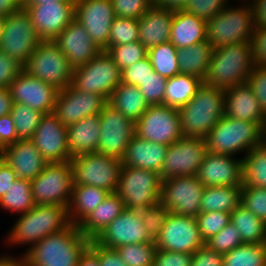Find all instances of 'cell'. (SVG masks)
Instances as JSON below:
<instances>
[{
	"mask_svg": "<svg viewBox=\"0 0 266 266\" xmlns=\"http://www.w3.org/2000/svg\"><path fill=\"white\" fill-rule=\"evenodd\" d=\"M90 242L79 226L71 224L35 243L23 254V262L27 266H78Z\"/></svg>",
	"mask_w": 266,
	"mask_h": 266,
	"instance_id": "6da1fadb",
	"label": "cell"
},
{
	"mask_svg": "<svg viewBox=\"0 0 266 266\" xmlns=\"http://www.w3.org/2000/svg\"><path fill=\"white\" fill-rule=\"evenodd\" d=\"M178 114L183 137L205 138L225 114V90L203 83Z\"/></svg>",
	"mask_w": 266,
	"mask_h": 266,
	"instance_id": "7a4b0ae2",
	"label": "cell"
},
{
	"mask_svg": "<svg viewBox=\"0 0 266 266\" xmlns=\"http://www.w3.org/2000/svg\"><path fill=\"white\" fill-rule=\"evenodd\" d=\"M252 43L240 42L213 49L203 83L227 89L247 82L254 67Z\"/></svg>",
	"mask_w": 266,
	"mask_h": 266,
	"instance_id": "3957f363",
	"label": "cell"
},
{
	"mask_svg": "<svg viewBox=\"0 0 266 266\" xmlns=\"http://www.w3.org/2000/svg\"><path fill=\"white\" fill-rule=\"evenodd\" d=\"M20 215L7 236L9 245L30 243L32 247L48 235L61 232L71 225L68 207L62 205H35Z\"/></svg>",
	"mask_w": 266,
	"mask_h": 266,
	"instance_id": "277c9868",
	"label": "cell"
},
{
	"mask_svg": "<svg viewBox=\"0 0 266 266\" xmlns=\"http://www.w3.org/2000/svg\"><path fill=\"white\" fill-rule=\"evenodd\" d=\"M208 151L233 156L246 154L264 141V130L256 123L230 118L224 114L205 137Z\"/></svg>",
	"mask_w": 266,
	"mask_h": 266,
	"instance_id": "5b68a950",
	"label": "cell"
},
{
	"mask_svg": "<svg viewBox=\"0 0 266 266\" xmlns=\"http://www.w3.org/2000/svg\"><path fill=\"white\" fill-rule=\"evenodd\" d=\"M255 25L251 7L226 6L206 24V41L213 49L240 42H252Z\"/></svg>",
	"mask_w": 266,
	"mask_h": 266,
	"instance_id": "8992f818",
	"label": "cell"
},
{
	"mask_svg": "<svg viewBox=\"0 0 266 266\" xmlns=\"http://www.w3.org/2000/svg\"><path fill=\"white\" fill-rule=\"evenodd\" d=\"M115 193L123 200L127 209H148L160 202V175L156 171L122 166Z\"/></svg>",
	"mask_w": 266,
	"mask_h": 266,
	"instance_id": "52a82bcc",
	"label": "cell"
},
{
	"mask_svg": "<svg viewBox=\"0 0 266 266\" xmlns=\"http://www.w3.org/2000/svg\"><path fill=\"white\" fill-rule=\"evenodd\" d=\"M23 70L59 91L72 84L73 67L53 41H42L29 56Z\"/></svg>",
	"mask_w": 266,
	"mask_h": 266,
	"instance_id": "ba28073f",
	"label": "cell"
},
{
	"mask_svg": "<svg viewBox=\"0 0 266 266\" xmlns=\"http://www.w3.org/2000/svg\"><path fill=\"white\" fill-rule=\"evenodd\" d=\"M73 185H90L110 193L117 189L122 162L98 152L80 154L70 160Z\"/></svg>",
	"mask_w": 266,
	"mask_h": 266,
	"instance_id": "9c48e42d",
	"label": "cell"
},
{
	"mask_svg": "<svg viewBox=\"0 0 266 266\" xmlns=\"http://www.w3.org/2000/svg\"><path fill=\"white\" fill-rule=\"evenodd\" d=\"M73 177L71 162L48 163L31 180V193L35 205H62L69 207Z\"/></svg>",
	"mask_w": 266,
	"mask_h": 266,
	"instance_id": "30bf717a",
	"label": "cell"
},
{
	"mask_svg": "<svg viewBox=\"0 0 266 266\" xmlns=\"http://www.w3.org/2000/svg\"><path fill=\"white\" fill-rule=\"evenodd\" d=\"M121 75L112 57L102 50L87 64L73 68L72 85L78 90L99 94L109 100L121 83Z\"/></svg>",
	"mask_w": 266,
	"mask_h": 266,
	"instance_id": "8fae6325",
	"label": "cell"
},
{
	"mask_svg": "<svg viewBox=\"0 0 266 266\" xmlns=\"http://www.w3.org/2000/svg\"><path fill=\"white\" fill-rule=\"evenodd\" d=\"M41 42L25 9L21 8L5 17L0 35V50L12 59L24 66Z\"/></svg>",
	"mask_w": 266,
	"mask_h": 266,
	"instance_id": "7c38bea8",
	"label": "cell"
},
{
	"mask_svg": "<svg viewBox=\"0 0 266 266\" xmlns=\"http://www.w3.org/2000/svg\"><path fill=\"white\" fill-rule=\"evenodd\" d=\"M135 134L162 145H171L182 138L178 109L165 104L148 106L135 122Z\"/></svg>",
	"mask_w": 266,
	"mask_h": 266,
	"instance_id": "4fadbf2b",
	"label": "cell"
},
{
	"mask_svg": "<svg viewBox=\"0 0 266 266\" xmlns=\"http://www.w3.org/2000/svg\"><path fill=\"white\" fill-rule=\"evenodd\" d=\"M204 189L197 176L166 178L161 180L160 203L170 213L197 217Z\"/></svg>",
	"mask_w": 266,
	"mask_h": 266,
	"instance_id": "5bb4252c",
	"label": "cell"
},
{
	"mask_svg": "<svg viewBox=\"0 0 266 266\" xmlns=\"http://www.w3.org/2000/svg\"><path fill=\"white\" fill-rule=\"evenodd\" d=\"M209 153L205 138L182 137L168 146L161 169V180L171 177L196 176Z\"/></svg>",
	"mask_w": 266,
	"mask_h": 266,
	"instance_id": "9a60e30c",
	"label": "cell"
},
{
	"mask_svg": "<svg viewBox=\"0 0 266 266\" xmlns=\"http://www.w3.org/2000/svg\"><path fill=\"white\" fill-rule=\"evenodd\" d=\"M157 249L193 254L205 244L196 217L170 213L155 239Z\"/></svg>",
	"mask_w": 266,
	"mask_h": 266,
	"instance_id": "2e32d148",
	"label": "cell"
},
{
	"mask_svg": "<svg viewBox=\"0 0 266 266\" xmlns=\"http://www.w3.org/2000/svg\"><path fill=\"white\" fill-rule=\"evenodd\" d=\"M100 117V138L97 152L122 159L135 134V123L107 104Z\"/></svg>",
	"mask_w": 266,
	"mask_h": 266,
	"instance_id": "e0dca14e",
	"label": "cell"
},
{
	"mask_svg": "<svg viewBox=\"0 0 266 266\" xmlns=\"http://www.w3.org/2000/svg\"><path fill=\"white\" fill-rule=\"evenodd\" d=\"M107 104L105 97L78 90L71 84L58 92L54 113L68 127L85 117L100 114Z\"/></svg>",
	"mask_w": 266,
	"mask_h": 266,
	"instance_id": "ac0fdd59",
	"label": "cell"
},
{
	"mask_svg": "<svg viewBox=\"0 0 266 266\" xmlns=\"http://www.w3.org/2000/svg\"><path fill=\"white\" fill-rule=\"evenodd\" d=\"M115 17L111 0L75 1V19L87 30L92 41L104 51L109 47L111 26Z\"/></svg>",
	"mask_w": 266,
	"mask_h": 266,
	"instance_id": "d6986e66",
	"label": "cell"
},
{
	"mask_svg": "<svg viewBox=\"0 0 266 266\" xmlns=\"http://www.w3.org/2000/svg\"><path fill=\"white\" fill-rule=\"evenodd\" d=\"M99 245L116 249L125 244L155 242L141 220L140 211L125 208L94 239Z\"/></svg>",
	"mask_w": 266,
	"mask_h": 266,
	"instance_id": "ffe728a7",
	"label": "cell"
},
{
	"mask_svg": "<svg viewBox=\"0 0 266 266\" xmlns=\"http://www.w3.org/2000/svg\"><path fill=\"white\" fill-rule=\"evenodd\" d=\"M30 15L39 38L53 41L75 19V2L22 5Z\"/></svg>",
	"mask_w": 266,
	"mask_h": 266,
	"instance_id": "44dd1931",
	"label": "cell"
},
{
	"mask_svg": "<svg viewBox=\"0 0 266 266\" xmlns=\"http://www.w3.org/2000/svg\"><path fill=\"white\" fill-rule=\"evenodd\" d=\"M30 140L48 163L66 162L72 158L67 145V127L54 112L42 115Z\"/></svg>",
	"mask_w": 266,
	"mask_h": 266,
	"instance_id": "7402d4cb",
	"label": "cell"
},
{
	"mask_svg": "<svg viewBox=\"0 0 266 266\" xmlns=\"http://www.w3.org/2000/svg\"><path fill=\"white\" fill-rule=\"evenodd\" d=\"M13 103L27 105L43 114L54 112L59 90L23 70L9 86Z\"/></svg>",
	"mask_w": 266,
	"mask_h": 266,
	"instance_id": "603a6c76",
	"label": "cell"
},
{
	"mask_svg": "<svg viewBox=\"0 0 266 266\" xmlns=\"http://www.w3.org/2000/svg\"><path fill=\"white\" fill-rule=\"evenodd\" d=\"M196 176L205 187H242V159L209 152L201 163Z\"/></svg>",
	"mask_w": 266,
	"mask_h": 266,
	"instance_id": "cb8c5ba5",
	"label": "cell"
},
{
	"mask_svg": "<svg viewBox=\"0 0 266 266\" xmlns=\"http://www.w3.org/2000/svg\"><path fill=\"white\" fill-rule=\"evenodd\" d=\"M53 42L73 68L87 64L102 51L76 19L69 23Z\"/></svg>",
	"mask_w": 266,
	"mask_h": 266,
	"instance_id": "d4e9b609",
	"label": "cell"
},
{
	"mask_svg": "<svg viewBox=\"0 0 266 266\" xmlns=\"http://www.w3.org/2000/svg\"><path fill=\"white\" fill-rule=\"evenodd\" d=\"M0 158L13 169L18 178L30 181L48 164L30 139H19L16 143L3 147Z\"/></svg>",
	"mask_w": 266,
	"mask_h": 266,
	"instance_id": "484cf974",
	"label": "cell"
},
{
	"mask_svg": "<svg viewBox=\"0 0 266 266\" xmlns=\"http://www.w3.org/2000/svg\"><path fill=\"white\" fill-rule=\"evenodd\" d=\"M225 115L230 118L256 122L263 130L266 126V114L260 108L247 82L225 89Z\"/></svg>",
	"mask_w": 266,
	"mask_h": 266,
	"instance_id": "4316f807",
	"label": "cell"
},
{
	"mask_svg": "<svg viewBox=\"0 0 266 266\" xmlns=\"http://www.w3.org/2000/svg\"><path fill=\"white\" fill-rule=\"evenodd\" d=\"M174 11L152 5L138 20V41L147 49L169 42Z\"/></svg>",
	"mask_w": 266,
	"mask_h": 266,
	"instance_id": "83f0119b",
	"label": "cell"
},
{
	"mask_svg": "<svg viewBox=\"0 0 266 266\" xmlns=\"http://www.w3.org/2000/svg\"><path fill=\"white\" fill-rule=\"evenodd\" d=\"M167 149V145L147 141L134 134L121 159L122 166L156 171L161 178V169Z\"/></svg>",
	"mask_w": 266,
	"mask_h": 266,
	"instance_id": "f1b7e54d",
	"label": "cell"
},
{
	"mask_svg": "<svg viewBox=\"0 0 266 266\" xmlns=\"http://www.w3.org/2000/svg\"><path fill=\"white\" fill-rule=\"evenodd\" d=\"M100 138V117L92 115L67 127V145L71 157L97 152Z\"/></svg>",
	"mask_w": 266,
	"mask_h": 266,
	"instance_id": "f546056e",
	"label": "cell"
},
{
	"mask_svg": "<svg viewBox=\"0 0 266 266\" xmlns=\"http://www.w3.org/2000/svg\"><path fill=\"white\" fill-rule=\"evenodd\" d=\"M125 205L123 200L114 192L108 196L78 225L80 232L88 239H95L116 217Z\"/></svg>",
	"mask_w": 266,
	"mask_h": 266,
	"instance_id": "4dcf8cb0",
	"label": "cell"
},
{
	"mask_svg": "<svg viewBox=\"0 0 266 266\" xmlns=\"http://www.w3.org/2000/svg\"><path fill=\"white\" fill-rule=\"evenodd\" d=\"M207 21L184 10L174 11L170 42L178 49L206 40Z\"/></svg>",
	"mask_w": 266,
	"mask_h": 266,
	"instance_id": "1f68e13d",
	"label": "cell"
},
{
	"mask_svg": "<svg viewBox=\"0 0 266 266\" xmlns=\"http://www.w3.org/2000/svg\"><path fill=\"white\" fill-rule=\"evenodd\" d=\"M110 192L90 185H73L68 207L70 223L79 225Z\"/></svg>",
	"mask_w": 266,
	"mask_h": 266,
	"instance_id": "d6a6232c",
	"label": "cell"
},
{
	"mask_svg": "<svg viewBox=\"0 0 266 266\" xmlns=\"http://www.w3.org/2000/svg\"><path fill=\"white\" fill-rule=\"evenodd\" d=\"M108 104L134 123L149 106L137 86L124 82H121L112 92Z\"/></svg>",
	"mask_w": 266,
	"mask_h": 266,
	"instance_id": "836d02e7",
	"label": "cell"
},
{
	"mask_svg": "<svg viewBox=\"0 0 266 266\" xmlns=\"http://www.w3.org/2000/svg\"><path fill=\"white\" fill-rule=\"evenodd\" d=\"M213 47L206 40L177 49L180 73L204 80L211 61Z\"/></svg>",
	"mask_w": 266,
	"mask_h": 266,
	"instance_id": "e575fe53",
	"label": "cell"
},
{
	"mask_svg": "<svg viewBox=\"0 0 266 266\" xmlns=\"http://www.w3.org/2000/svg\"><path fill=\"white\" fill-rule=\"evenodd\" d=\"M203 80L188 74H176L167 79L164 104L179 109L185 106L196 94Z\"/></svg>",
	"mask_w": 266,
	"mask_h": 266,
	"instance_id": "d590c367",
	"label": "cell"
},
{
	"mask_svg": "<svg viewBox=\"0 0 266 266\" xmlns=\"http://www.w3.org/2000/svg\"><path fill=\"white\" fill-rule=\"evenodd\" d=\"M242 187H205L200 202L201 212L220 211L231 213L241 203Z\"/></svg>",
	"mask_w": 266,
	"mask_h": 266,
	"instance_id": "8d00e7d4",
	"label": "cell"
},
{
	"mask_svg": "<svg viewBox=\"0 0 266 266\" xmlns=\"http://www.w3.org/2000/svg\"><path fill=\"white\" fill-rule=\"evenodd\" d=\"M230 222L240 230L243 243H266V224L243 204L230 213Z\"/></svg>",
	"mask_w": 266,
	"mask_h": 266,
	"instance_id": "74e56055",
	"label": "cell"
},
{
	"mask_svg": "<svg viewBox=\"0 0 266 266\" xmlns=\"http://www.w3.org/2000/svg\"><path fill=\"white\" fill-rule=\"evenodd\" d=\"M242 158L243 185L266 188V142Z\"/></svg>",
	"mask_w": 266,
	"mask_h": 266,
	"instance_id": "f35d334b",
	"label": "cell"
},
{
	"mask_svg": "<svg viewBox=\"0 0 266 266\" xmlns=\"http://www.w3.org/2000/svg\"><path fill=\"white\" fill-rule=\"evenodd\" d=\"M0 206L2 209L20 214L32 209L35 204L31 193V181L17 178L0 199Z\"/></svg>",
	"mask_w": 266,
	"mask_h": 266,
	"instance_id": "ab89813d",
	"label": "cell"
},
{
	"mask_svg": "<svg viewBox=\"0 0 266 266\" xmlns=\"http://www.w3.org/2000/svg\"><path fill=\"white\" fill-rule=\"evenodd\" d=\"M224 266H266V243H243L224 254Z\"/></svg>",
	"mask_w": 266,
	"mask_h": 266,
	"instance_id": "60d3db41",
	"label": "cell"
},
{
	"mask_svg": "<svg viewBox=\"0 0 266 266\" xmlns=\"http://www.w3.org/2000/svg\"><path fill=\"white\" fill-rule=\"evenodd\" d=\"M147 56L154 71L164 78L169 79L180 73L177 48L170 41L149 49Z\"/></svg>",
	"mask_w": 266,
	"mask_h": 266,
	"instance_id": "b9f144b4",
	"label": "cell"
},
{
	"mask_svg": "<svg viewBox=\"0 0 266 266\" xmlns=\"http://www.w3.org/2000/svg\"><path fill=\"white\" fill-rule=\"evenodd\" d=\"M10 115L14 121L18 138L27 140L34 135L43 113L27 105L13 103Z\"/></svg>",
	"mask_w": 266,
	"mask_h": 266,
	"instance_id": "7bdbcfd3",
	"label": "cell"
},
{
	"mask_svg": "<svg viewBox=\"0 0 266 266\" xmlns=\"http://www.w3.org/2000/svg\"><path fill=\"white\" fill-rule=\"evenodd\" d=\"M155 242L125 244L116 248L127 266H154Z\"/></svg>",
	"mask_w": 266,
	"mask_h": 266,
	"instance_id": "ee69618b",
	"label": "cell"
},
{
	"mask_svg": "<svg viewBox=\"0 0 266 266\" xmlns=\"http://www.w3.org/2000/svg\"><path fill=\"white\" fill-rule=\"evenodd\" d=\"M105 51L112 57L121 71L148 55V50L139 41L120 46H109Z\"/></svg>",
	"mask_w": 266,
	"mask_h": 266,
	"instance_id": "f6af8a7d",
	"label": "cell"
},
{
	"mask_svg": "<svg viewBox=\"0 0 266 266\" xmlns=\"http://www.w3.org/2000/svg\"><path fill=\"white\" fill-rule=\"evenodd\" d=\"M139 39V23L136 19L115 17L111 26L109 46H120Z\"/></svg>",
	"mask_w": 266,
	"mask_h": 266,
	"instance_id": "bcb514c9",
	"label": "cell"
},
{
	"mask_svg": "<svg viewBox=\"0 0 266 266\" xmlns=\"http://www.w3.org/2000/svg\"><path fill=\"white\" fill-rule=\"evenodd\" d=\"M211 249L220 254H226L243 244L240 230L229 222L216 235L205 242Z\"/></svg>",
	"mask_w": 266,
	"mask_h": 266,
	"instance_id": "7dc6e473",
	"label": "cell"
},
{
	"mask_svg": "<svg viewBox=\"0 0 266 266\" xmlns=\"http://www.w3.org/2000/svg\"><path fill=\"white\" fill-rule=\"evenodd\" d=\"M196 219L201 237L206 242L230 222V213L220 211L200 212Z\"/></svg>",
	"mask_w": 266,
	"mask_h": 266,
	"instance_id": "c3c4849f",
	"label": "cell"
},
{
	"mask_svg": "<svg viewBox=\"0 0 266 266\" xmlns=\"http://www.w3.org/2000/svg\"><path fill=\"white\" fill-rule=\"evenodd\" d=\"M241 204L266 224V188L242 185Z\"/></svg>",
	"mask_w": 266,
	"mask_h": 266,
	"instance_id": "681fc988",
	"label": "cell"
},
{
	"mask_svg": "<svg viewBox=\"0 0 266 266\" xmlns=\"http://www.w3.org/2000/svg\"><path fill=\"white\" fill-rule=\"evenodd\" d=\"M167 79L153 71L142 84L138 86L149 106L164 104V94Z\"/></svg>",
	"mask_w": 266,
	"mask_h": 266,
	"instance_id": "f907efd6",
	"label": "cell"
},
{
	"mask_svg": "<svg viewBox=\"0 0 266 266\" xmlns=\"http://www.w3.org/2000/svg\"><path fill=\"white\" fill-rule=\"evenodd\" d=\"M169 214L170 211L160 202L155 206L140 211L141 220L154 240L159 236Z\"/></svg>",
	"mask_w": 266,
	"mask_h": 266,
	"instance_id": "816d5d0a",
	"label": "cell"
},
{
	"mask_svg": "<svg viewBox=\"0 0 266 266\" xmlns=\"http://www.w3.org/2000/svg\"><path fill=\"white\" fill-rule=\"evenodd\" d=\"M116 17L139 20L154 0H111Z\"/></svg>",
	"mask_w": 266,
	"mask_h": 266,
	"instance_id": "f5cc1de1",
	"label": "cell"
},
{
	"mask_svg": "<svg viewBox=\"0 0 266 266\" xmlns=\"http://www.w3.org/2000/svg\"><path fill=\"white\" fill-rule=\"evenodd\" d=\"M228 5V0H189L185 12L208 21Z\"/></svg>",
	"mask_w": 266,
	"mask_h": 266,
	"instance_id": "db71d44e",
	"label": "cell"
},
{
	"mask_svg": "<svg viewBox=\"0 0 266 266\" xmlns=\"http://www.w3.org/2000/svg\"><path fill=\"white\" fill-rule=\"evenodd\" d=\"M154 71L149 57L138 61L121 71V82L139 86Z\"/></svg>",
	"mask_w": 266,
	"mask_h": 266,
	"instance_id": "11a10c76",
	"label": "cell"
},
{
	"mask_svg": "<svg viewBox=\"0 0 266 266\" xmlns=\"http://www.w3.org/2000/svg\"><path fill=\"white\" fill-rule=\"evenodd\" d=\"M247 83L252 88L260 108L266 114V66L255 65Z\"/></svg>",
	"mask_w": 266,
	"mask_h": 266,
	"instance_id": "9f6ffc18",
	"label": "cell"
},
{
	"mask_svg": "<svg viewBox=\"0 0 266 266\" xmlns=\"http://www.w3.org/2000/svg\"><path fill=\"white\" fill-rule=\"evenodd\" d=\"M22 71V64L0 50V88H9Z\"/></svg>",
	"mask_w": 266,
	"mask_h": 266,
	"instance_id": "6f0895ef",
	"label": "cell"
},
{
	"mask_svg": "<svg viewBox=\"0 0 266 266\" xmlns=\"http://www.w3.org/2000/svg\"><path fill=\"white\" fill-rule=\"evenodd\" d=\"M192 254L156 249L154 266H191Z\"/></svg>",
	"mask_w": 266,
	"mask_h": 266,
	"instance_id": "680465c9",
	"label": "cell"
},
{
	"mask_svg": "<svg viewBox=\"0 0 266 266\" xmlns=\"http://www.w3.org/2000/svg\"><path fill=\"white\" fill-rule=\"evenodd\" d=\"M191 266H224V254L204 244L192 254Z\"/></svg>",
	"mask_w": 266,
	"mask_h": 266,
	"instance_id": "91938a15",
	"label": "cell"
},
{
	"mask_svg": "<svg viewBox=\"0 0 266 266\" xmlns=\"http://www.w3.org/2000/svg\"><path fill=\"white\" fill-rule=\"evenodd\" d=\"M89 248L99 257L100 266H127L116 249L99 245L94 239Z\"/></svg>",
	"mask_w": 266,
	"mask_h": 266,
	"instance_id": "94428289",
	"label": "cell"
},
{
	"mask_svg": "<svg viewBox=\"0 0 266 266\" xmlns=\"http://www.w3.org/2000/svg\"><path fill=\"white\" fill-rule=\"evenodd\" d=\"M251 43L254 65L266 66V27H255Z\"/></svg>",
	"mask_w": 266,
	"mask_h": 266,
	"instance_id": "6125c7cd",
	"label": "cell"
},
{
	"mask_svg": "<svg viewBox=\"0 0 266 266\" xmlns=\"http://www.w3.org/2000/svg\"><path fill=\"white\" fill-rule=\"evenodd\" d=\"M19 140L12 116L9 114L0 117V151L3 147L14 144Z\"/></svg>",
	"mask_w": 266,
	"mask_h": 266,
	"instance_id": "be15d7a7",
	"label": "cell"
},
{
	"mask_svg": "<svg viewBox=\"0 0 266 266\" xmlns=\"http://www.w3.org/2000/svg\"><path fill=\"white\" fill-rule=\"evenodd\" d=\"M18 178L13 169L0 158V199Z\"/></svg>",
	"mask_w": 266,
	"mask_h": 266,
	"instance_id": "e7e4bbea",
	"label": "cell"
},
{
	"mask_svg": "<svg viewBox=\"0 0 266 266\" xmlns=\"http://www.w3.org/2000/svg\"><path fill=\"white\" fill-rule=\"evenodd\" d=\"M251 9L255 27H266V0H256Z\"/></svg>",
	"mask_w": 266,
	"mask_h": 266,
	"instance_id": "03108f58",
	"label": "cell"
},
{
	"mask_svg": "<svg viewBox=\"0 0 266 266\" xmlns=\"http://www.w3.org/2000/svg\"><path fill=\"white\" fill-rule=\"evenodd\" d=\"M13 99L9 88H0V117L11 112Z\"/></svg>",
	"mask_w": 266,
	"mask_h": 266,
	"instance_id": "003e7915",
	"label": "cell"
},
{
	"mask_svg": "<svg viewBox=\"0 0 266 266\" xmlns=\"http://www.w3.org/2000/svg\"><path fill=\"white\" fill-rule=\"evenodd\" d=\"M189 0H154V5L167 10H183Z\"/></svg>",
	"mask_w": 266,
	"mask_h": 266,
	"instance_id": "a7ac6f4b",
	"label": "cell"
},
{
	"mask_svg": "<svg viewBox=\"0 0 266 266\" xmlns=\"http://www.w3.org/2000/svg\"><path fill=\"white\" fill-rule=\"evenodd\" d=\"M22 8V4L18 0H0V15L7 17L9 14L16 12Z\"/></svg>",
	"mask_w": 266,
	"mask_h": 266,
	"instance_id": "89a4df30",
	"label": "cell"
},
{
	"mask_svg": "<svg viewBox=\"0 0 266 266\" xmlns=\"http://www.w3.org/2000/svg\"><path fill=\"white\" fill-rule=\"evenodd\" d=\"M78 266H100L99 257L88 247L81 255Z\"/></svg>",
	"mask_w": 266,
	"mask_h": 266,
	"instance_id": "2644e50d",
	"label": "cell"
},
{
	"mask_svg": "<svg viewBox=\"0 0 266 266\" xmlns=\"http://www.w3.org/2000/svg\"><path fill=\"white\" fill-rule=\"evenodd\" d=\"M23 263V257L14 258L10 256H1L0 257V266H20Z\"/></svg>",
	"mask_w": 266,
	"mask_h": 266,
	"instance_id": "8c879c8a",
	"label": "cell"
},
{
	"mask_svg": "<svg viewBox=\"0 0 266 266\" xmlns=\"http://www.w3.org/2000/svg\"><path fill=\"white\" fill-rule=\"evenodd\" d=\"M55 2H75L74 0H26L22 5H42Z\"/></svg>",
	"mask_w": 266,
	"mask_h": 266,
	"instance_id": "753ad0ef",
	"label": "cell"
},
{
	"mask_svg": "<svg viewBox=\"0 0 266 266\" xmlns=\"http://www.w3.org/2000/svg\"><path fill=\"white\" fill-rule=\"evenodd\" d=\"M4 22H5V17L0 15V35L2 34Z\"/></svg>",
	"mask_w": 266,
	"mask_h": 266,
	"instance_id": "34e18365",
	"label": "cell"
},
{
	"mask_svg": "<svg viewBox=\"0 0 266 266\" xmlns=\"http://www.w3.org/2000/svg\"><path fill=\"white\" fill-rule=\"evenodd\" d=\"M264 142H266V126H265V129H264Z\"/></svg>",
	"mask_w": 266,
	"mask_h": 266,
	"instance_id": "11e5206c",
	"label": "cell"
},
{
	"mask_svg": "<svg viewBox=\"0 0 266 266\" xmlns=\"http://www.w3.org/2000/svg\"><path fill=\"white\" fill-rule=\"evenodd\" d=\"M21 4H23L26 0H18Z\"/></svg>",
	"mask_w": 266,
	"mask_h": 266,
	"instance_id": "2a66077c",
	"label": "cell"
},
{
	"mask_svg": "<svg viewBox=\"0 0 266 266\" xmlns=\"http://www.w3.org/2000/svg\"><path fill=\"white\" fill-rule=\"evenodd\" d=\"M20 266H27L24 262Z\"/></svg>",
	"mask_w": 266,
	"mask_h": 266,
	"instance_id": "b9fcfbb0",
	"label": "cell"
}]
</instances>
